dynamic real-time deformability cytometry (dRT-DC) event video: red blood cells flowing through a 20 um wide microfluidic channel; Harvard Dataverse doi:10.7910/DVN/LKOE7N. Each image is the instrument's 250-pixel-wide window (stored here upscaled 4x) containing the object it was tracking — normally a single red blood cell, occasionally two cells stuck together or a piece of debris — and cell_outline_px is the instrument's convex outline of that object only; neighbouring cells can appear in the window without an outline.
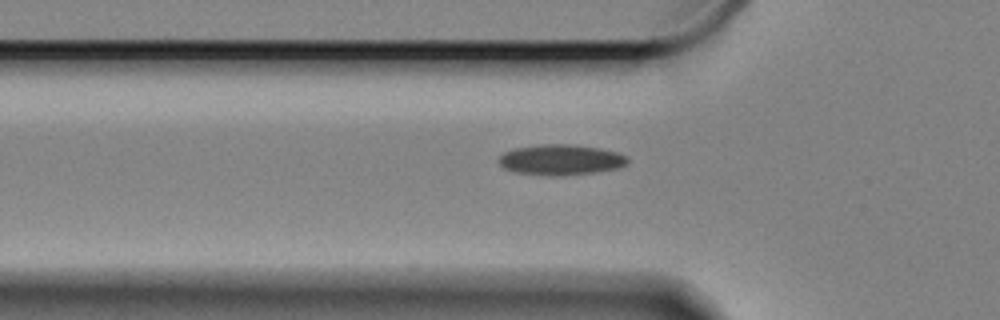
{"species": "Egyptian fruit bat (a non-hibernating species)", "species_latin": "Rousettus aegyptiacus", "temperature_condition": "cold", "stored_images_in_passage": 38, "camera_frame_rate_fps": 3000, "um_per_image_px": 0.085, "animal": {"sex": "female"}, "frame": {"image": 1, "passage_image": 5, "time_ms": 1.333, "image_size_px": [1000, 320], "cell_outline_px": [[628, 164], [620, 168], [592, 172], [560, 176], [552, 176], [516, 172], [504, 168], [500, 164], [500, 156], [504, 152], [512, 148], [540, 144], [572, 144], [600, 148], [616, 152], [628, 156]], "centroid_in_image_um": [47.69, 13.57], "position_along_channel_um": 78.1, "area_um2": 23.0}}
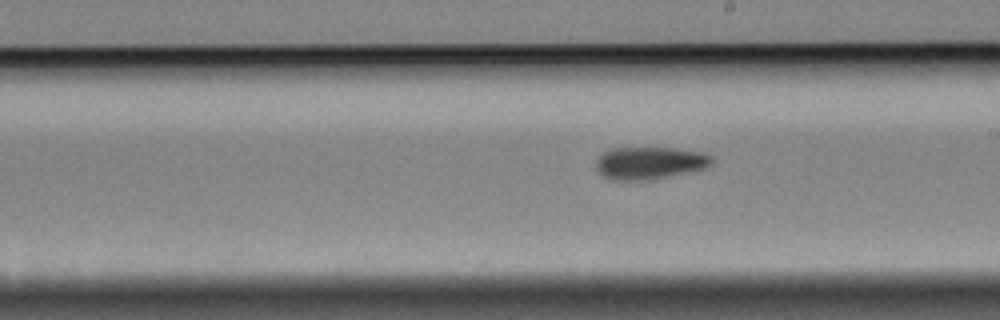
{"frame": {"image": 2, "passage_image": 19, "time_ms": 6.0, "image_size_px": [1000, 320], "cell_outline_px": [[712, 164], [704, 168], [652, 180], [612, 180], [604, 176], [596, 168], [596, 160], [604, 152], [612, 148], [676, 148], [704, 152], [712, 156]], "centroid_in_image_um": [55.23, 13.85], "position_along_channel_um": 233.8, "area_um2": 21.85}}
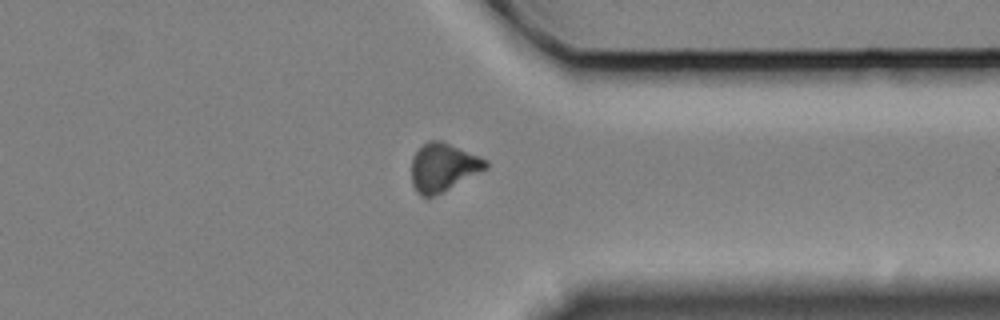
{"frame": {"image": 3, "passage_image": 32, "time_ms": 10.333, "image_size_px": [1000, 320], "cell_outline_px": [[488, 168], [432, 196], [420, 196], [416, 192], [412, 184], [412, 156], [428, 140], [440, 140], [480, 156], [488, 160]], "centroid_in_image_um": [37.66, 14.2], "position_along_channel_um": 373.7, "area_um2": 20.52}}